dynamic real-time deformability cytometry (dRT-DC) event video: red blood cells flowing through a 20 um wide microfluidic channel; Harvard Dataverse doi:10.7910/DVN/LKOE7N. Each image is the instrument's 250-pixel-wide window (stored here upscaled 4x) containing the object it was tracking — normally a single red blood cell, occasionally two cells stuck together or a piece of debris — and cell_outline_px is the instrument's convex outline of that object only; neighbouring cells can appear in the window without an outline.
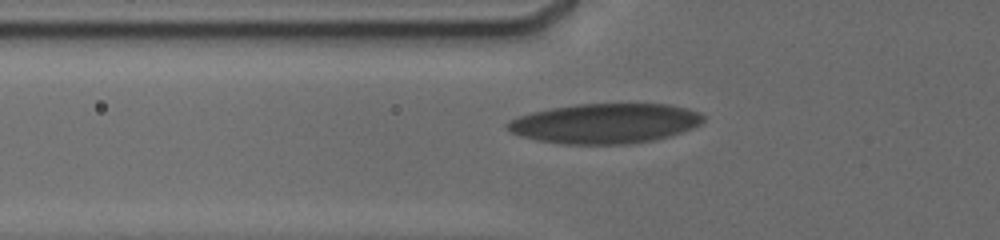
{"species": "human", "species_latin": "Homo sapiens", "temperature_condition": "cold", "stored_images_in_passage": 43, "camera_frame_rate_fps": 3000, "um_per_image_px": 0.085, "donor": {"sex": "male"}, "frame": {"image": 1, "passage_image": 10, "time_ms": 2.333, "image_size_px": [1000, 240], "cell_outline_px": [[704, 120], [700, 124], [692, 128], [668, 136], [652, 140], [628, 144], [564, 144], [540, 140], [524, 136], [512, 132], [504, 124], [508, 120], [532, 112], [552, 108], [576, 104], [664, 104], [684, 108], [696, 112], [704, 116]], "centroid_in_image_um": [51.41, 10.49], "position_along_channel_um": 74.4, "area_um2": 44.97}}
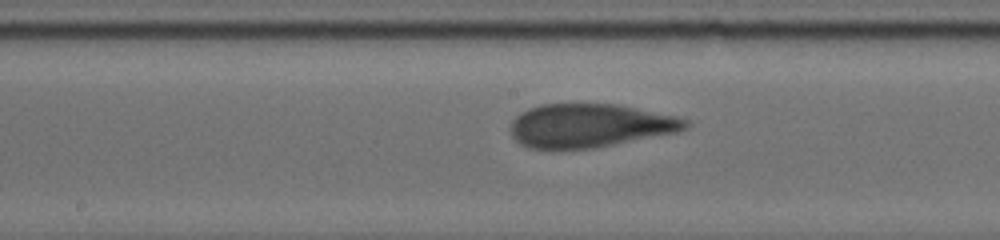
{"frame": {"image": 2, "passage_image": 24, "time_ms": 5.667, "image_size_px": [1000, 240], "cell_outline_px": [[688, 128], [676, 132], [592, 148], [528, 148], [520, 144], [512, 136], [512, 120], [520, 112], [528, 108], [540, 104], [616, 104], [676, 116], [688, 120]], "centroid_in_image_um": [50.11, 10.66], "position_along_channel_um": 198.1, "area_um2": 43.93}}
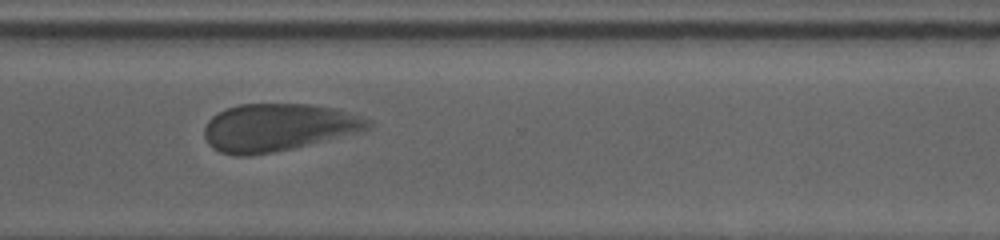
{"frame": {"image": 3, "passage_image": 42, "time_ms": 9.667, "image_size_px": [1000, 240], "cell_outline_px": [[372, 128], [292, 148], [272, 152], [248, 156], [236, 156], [220, 152], [212, 148], [208, 144], [204, 136], [204, 128], [208, 120], [212, 116], [228, 108], [240, 104], [312, 104], [332, 108], [360, 116], [372, 120]], "centroid_in_image_um": [23.59, 10.83], "position_along_channel_um": 347.0, "area_um2": 44.97}}